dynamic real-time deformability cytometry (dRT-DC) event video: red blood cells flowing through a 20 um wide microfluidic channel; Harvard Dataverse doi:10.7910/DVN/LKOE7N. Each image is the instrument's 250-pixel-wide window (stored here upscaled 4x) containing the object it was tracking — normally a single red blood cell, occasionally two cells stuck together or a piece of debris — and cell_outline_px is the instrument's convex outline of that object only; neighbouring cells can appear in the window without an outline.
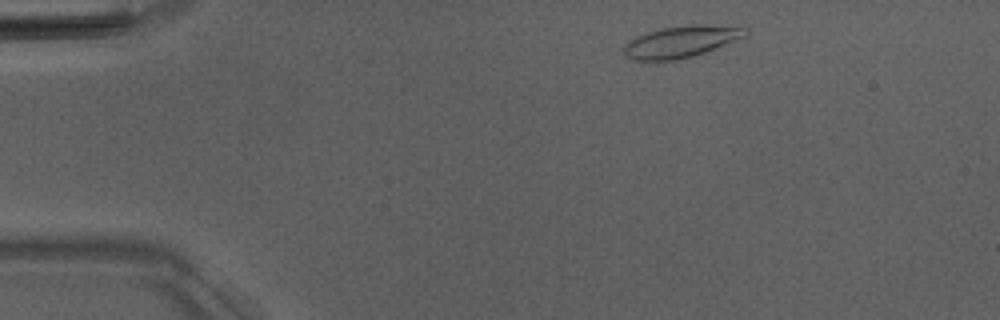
{"species": "Egyptian fruit bat (a non-hibernating species)", "species_latin": "Rousettus aegyptiacus", "temperature_condition": "room temperature", "stored_images_in_passage": 46, "camera_frame_rate_fps": 3000, "um_per_image_px": 0.085, "animal": {"sex": "male"}, "frame": {"image": 1, "passage_image": 3, "time_ms": 0.667, "image_size_px": [1000, 320], "cell_outline_px": [[748, 28], [744, 36], [716, 48], [692, 56], [676, 60], [632, 60], [624, 56], [624, 44], [628, 40], [636, 36], [648, 32], [664, 28], [688, 24], [700, 24]], "centroid_in_image_um": [57.82, 3.54], "position_along_channel_um": 27.2, "area_um2": 22.14}}
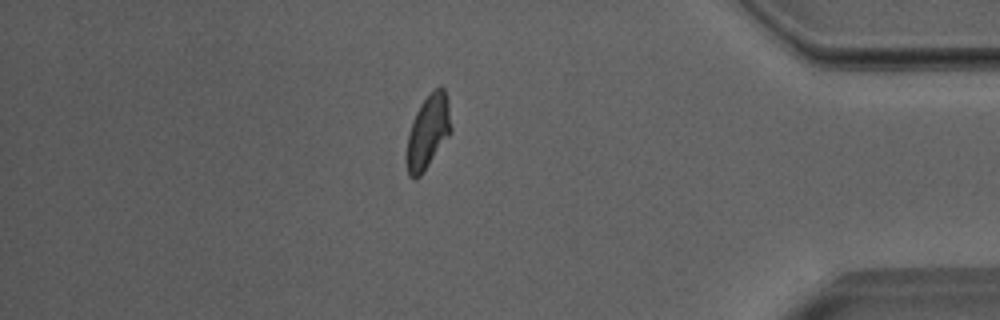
{"frame": {"image": 2, "passage_image": 39, "time_ms": 12.667, "image_size_px": [1000, 320], "cell_outline_px": [[452, 132], [420, 176], [412, 180], [408, 176], [404, 156], [408, 132], [416, 112], [420, 104], [440, 84], [444, 88], [448, 96], [452, 128]], "centroid_in_image_um": [36.36, 11.22], "position_along_channel_um": 398.8, "area_um2": 19.54}}
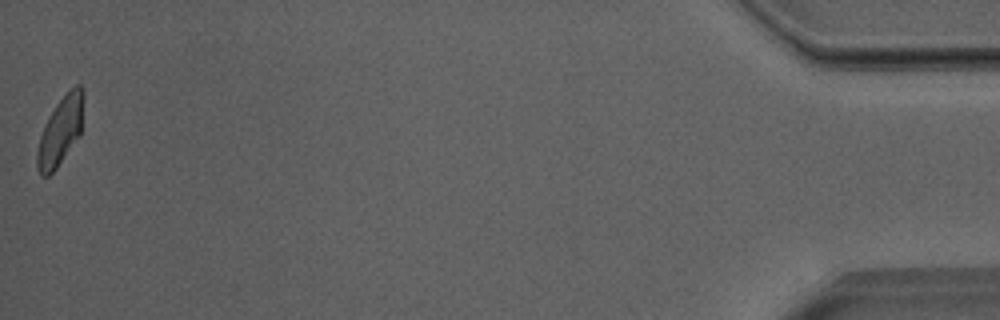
{"frame": {"image": 3, "passage_image": 46, "time_ms": 15.0, "image_size_px": [1000, 320], "cell_outline_px": [[84, 96], [80, 136], [56, 168], [48, 176], [40, 176], [36, 168], [36, 152], [40, 136], [48, 116], [56, 104], [76, 84], [80, 84], [84, 92]], "centroid_in_image_um": [5.12, 11.16], "position_along_channel_um": 430.1, "area_um2": 18.44}, "authors_computed_cell_mechanics": {"area_um2": 19.4208, "velocity_mm_per_s": 3.9854, "shape_relaxation_time_tau1_ms": 8.5676, "shape_relaxation_time_tau2_ms": 2.0513, "deformation_change_tau1": 0.2157, "deformation_change_tau2": 0.0819}}